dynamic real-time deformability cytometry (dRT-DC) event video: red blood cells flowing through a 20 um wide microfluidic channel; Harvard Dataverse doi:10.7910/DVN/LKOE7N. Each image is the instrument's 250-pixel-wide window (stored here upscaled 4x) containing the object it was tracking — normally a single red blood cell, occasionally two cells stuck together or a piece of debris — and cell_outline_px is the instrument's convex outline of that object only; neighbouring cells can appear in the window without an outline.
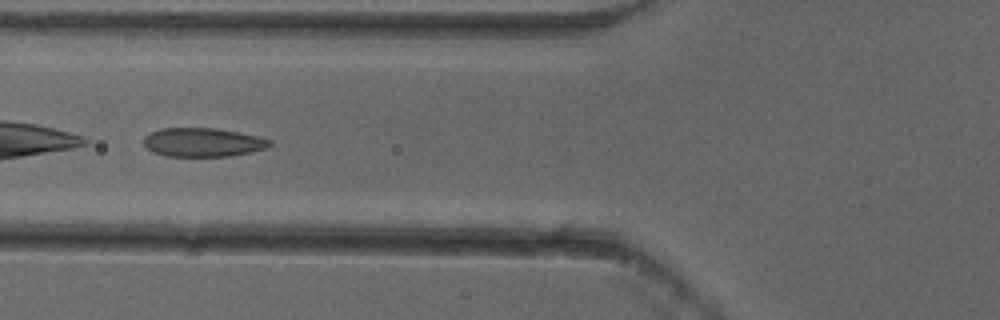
{"species": "common noctule bat (a hibernating species)", "species_latin": "Nyctalus noctula", "temperature_condition": "cold", "stored_images_in_passage": 52, "camera_frame_rate_fps": 3000, "um_per_image_px": 0.085, "animal": {"sex": "female"}, "frame": {"image": 1, "passage_image": 21, "time_ms": 6.667, "image_size_px": [1000, 320], "cell_outline_px": [[272, 144], [268, 148], [252, 152], [228, 156], [168, 156], [152, 152], [144, 144], [144, 136], [160, 128], [216, 128], [240, 132], [272, 140]], "centroid_in_image_um": [17.27, 12.09], "position_along_channel_um": 108.5, "area_um2": 21.21}}
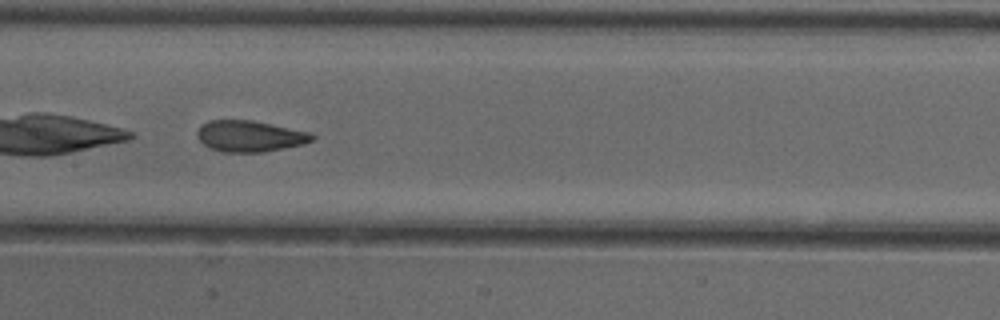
{"frame": {"image": 2, "passage_image": 27, "time_ms": 8.667, "image_size_px": [1000, 320], "cell_outline_px": [[316, 136], [312, 140], [304, 144], [264, 152], [220, 152], [208, 148], [196, 136], [196, 132], [200, 124], [208, 120], [252, 120], [312, 132]], "centroid_in_image_um": [21.22, 11.57], "position_along_channel_um": 186.2, "area_um2": 21.21}}
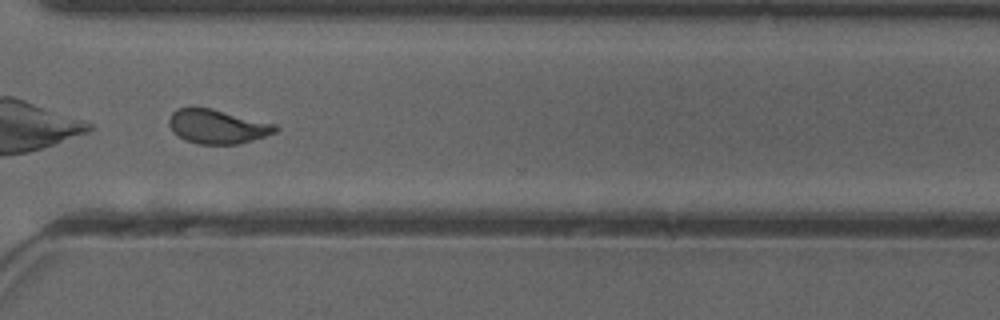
{"frame": {"image": 3, "passage_image": 40, "time_ms": 13.0, "image_size_px": [1000, 320], "cell_outline_px": [[280, 128], [276, 132], [252, 140], [236, 144], [200, 144], [184, 140], [172, 132], [168, 124], [168, 120], [172, 112], [176, 108], [212, 108], [276, 124]], "centroid_in_image_um": [18.46, 10.75], "position_along_channel_um": 352.1, "area_um2": 21.21}, "authors_computed_cell_mechanics": {"area_um2": 23.0044, "velocity_mm_per_s": 3.8434, "shape_relaxation_time_tau1_ms": null, "shape_relaxation_time_tau2_ms": 1.1034, "deformation_change_tau1": null, "deformation_change_tau2": 0.0704}}